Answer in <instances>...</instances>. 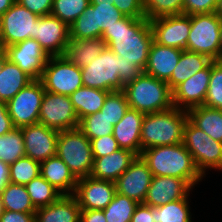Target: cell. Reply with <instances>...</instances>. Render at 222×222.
Wrapping results in <instances>:
<instances>
[{
	"label": "cell",
	"instance_id": "cell-1",
	"mask_svg": "<svg viewBox=\"0 0 222 222\" xmlns=\"http://www.w3.org/2000/svg\"><path fill=\"white\" fill-rule=\"evenodd\" d=\"M101 38L117 56L144 71L153 42L149 20L124 16L107 28Z\"/></svg>",
	"mask_w": 222,
	"mask_h": 222
},
{
	"label": "cell",
	"instance_id": "cell-2",
	"mask_svg": "<svg viewBox=\"0 0 222 222\" xmlns=\"http://www.w3.org/2000/svg\"><path fill=\"white\" fill-rule=\"evenodd\" d=\"M142 72L138 66L123 60L108 47L89 65L81 68L83 86L109 92L123 90Z\"/></svg>",
	"mask_w": 222,
	"mask_h": 222
},
{
	"label": "cell",
	"instance_id": "cell-3",
	"mask_svg": "<svg viewBox=\"0 0 222 222\" xmlns=\"http://www.w3.org/2000/svg\"><path fill=\"white\" fill-rule=\"evenodd\" d=\"M140 157L153 176L184 179L192 188L204 178L197 170L190 152L183 143L144 149Z\"/></svg>",
	"mask_w": 222,
	"mask_h": 222
},
{
	"label": "cell",
	"instance_id": "cell-4",
	"mask_svg": "<svg viewBox=\"0 0 222 222\" xmlns=\"http://www.w3.org/2000/svg\"><path fill=\"white\" fill-rule=\"evenodd\" d=\"M187 110L173 107L169 110L145 114L142 120L141 149L168 146L183 142Z\"/></svg>",
	"mask_w": 222,
	"mask_h": 222
},
{
	"label": "cell",
	"instance_id": "cell-5",
	"mask_svg": "<svg viewBox=\"0 0 222 222\" xmlns=\"http://www.w3.org/2000/svg\"><path fill=\"white\" fill-rule=\"evenodd\" d=\"M129 108L144 114L169 110L173 105V92L167 82L144 72L123 89Z\"/></svg>",
	"mask_w": 222,
	"mask_h": 222
},
{
	"label": "cell",
	"instance_id": "cell-6",
	"mask_svg": "<svg viewBox=\"0 0 222 222\" xmlns=\"http://www.w3.org/2000/svg\"><path fill=\"white\" fill-rule=\"evenodd\" d=\"M56 155L77 179L90 176L94 161L91 141L78 128L59 131Z\"/></svg>",
	"mask_w": 222,
	"mask_h": 222
},
{
	"label": "cell",
	"instance_id": "cell-7",
	"mask_svg": "<svg viewBox=\"0 0 222 222\" xmlns=\"http://www.w3.org/2000/svg\"><path fill=\"white\" fill-rule=\"evenodd\" d=\"M117 7L109 3H90L86 10L69 26L70 39L101 38L102 33L122 19Z\"/></svg>",
	"mask_w": 222,
	"mask_h": 222
},
{
	"label": "cell",
	"instance_id": "cell-8",
	"mask_svg": "<svg viewBox=\"0 0 222 222\" xmlns=\"http://www.w3.org/2000/svg\"><path fill=\"white\" fill-rule=\"evenodd\" d=\"M183 145L190 152L193 162L203 177L206 171H222V143L215 141L204 131L187 120L184 127Z\"/></svg>",
	"mask_w": 222,
	"mask_h": 222
},
{
	"label": "cell",
	"instance_id": "cell-9",
	"mask_svg": "<svg viewBox=\"0 0 222 222\" xmlns=\"http://www.w3.org/2000/svg\"><path fill=\"white\" fill-rule=\"evenodd\" d=\"M221 19L216 13L191 15V28L186 50L221 60Z\"/></svg>",
	"mask_w": 222,
	"mask_h": 222
},
{
	"label": "cell",
	"instance_id": "cell-10",
	"mask_svg": "<svg viewBox=\"0 0 222 222\" xmlns=\"http://www.w3.org/2000/svg\"><path fill=\"white\" fill-rule=\"evenodd\" d=\"M40 81L45 91L67 96L83 86L81 68L64 55L49 57Z\"/></svg>",
	"mask_w": 222,
	"mask_h": 222
},
{
	"label": "cell",
	"instance_id": "cell-11",
	"mask_svg": "<svg viewBox=\"0 0 222 222\" xmlns=\"http://www.w3.org/2000/svg\"><path fill=\"white\" fill-rule=\"evenodd\" d=\"M45 89L40 80L22 88L6 105L15 128L37 124Z\"/></svg>",
	"mask_w": 222,
	"mask_h": 222
},
{
	"label": "cell",
	"instance_id": "cell-12",
	"mask_svg": "<svg viewBox=\"0 0 222 222\" xmlns=\"http://www.w3.org/2000/svg\"><path fill=\"white\" fill-rule=\"evenodd\" d=\"M38 18V15L15 2L0 17V46L4 49L20 41L34 39Z\"/></svg>",
	"mask_w": 222,
	"mask_h": 222
},
{
	"label": "cell",
	"instance_id": "cell-13",
	"mask_svg": "<svg viewBox=\"0 0 222 222\" xmlns=\"http://www.w3.org/2000/svg\"><path fill=\"white\" fill-rule=\"evenodd\" d=\"M38 123L57 131L78 128L79 119L70 97L45 91L40 107Z\"/></svg>",
	"mask_w": 222,
	"mask_h": 222
},
{
	"label": "cell",
	"instance_id": "cell-14",
	"mask_svg": "<svg viewBox=\"0 0 222 222\" xmlns=\"http://www.w3.org/2000/svg\"><path fill=\"white\" fill-rule=\"evenodd\" d=\"M5 58L16 64L33 80H40L49 56L40 43L33 38L20 41L4 48Z\"/></svg>",
	"mask_w": 222,
	"mask_h": 222
},
{
	"label": "cell",
	"instance_id": "cell-15",
	"mask_svg": "<svg viewBox=\"0 0 222 222\" xmlns=\"http://www.w3.org/2000/svg\"><path fill=\"white\" fill-rule=\"evenodd\" d=\"M149 23L154 42L162 46L186 49L191 16L185 14L165 16L153 19Z\"/></svg>",
	"mask_w": 222,
	"mask_h": 222
},
{
	"label": "cell",
	"instance_id": "cell-16",
	"mask_svg": "<svg viewBox=\"0 0 222 222\" xmlns=\"http://www.w3.org/2000/svg\"><path fill=\"white\" fill-rule=\"evenodd\" d=\"M34 39L49 57L61 56L70 41V29L59 18L51 14L44 15L36 20Z\"/></svg>",
	"mask_w": 222,
	"mask_h": 222
},
{
	"label": "cell",
	"instance_id": "cell-17",
	"mask_svg": "<svg viewBox=\"0 0 222 222\" xmlns=\"http://www.w3.org/2000/svg\"><path fill=\"white\" fill-rule=\"evenodd\" d=\"M115 193V182L87 176L78 179L73 195L81 210H103L113 200Z\"/></svg>",
	"mask_w": 222,
	"mask_h": 222
},
{
	"label": "cell",
	"instance_id": "cell-18",
	"mask_svg": "<svg viewBox=\"0 0 222 222\" xmlns=\"http://www.w3.org/2000/svg\"><path fill=\"white\" fill-rule=\"evenodd\" d=\"M20 129L23 133L26 157L41 163L56 155L59 131L40 123Z\"/></svg>",
	"mask_w": 222,
	"mask_h": 222
},
{
	"label": "cell",
	"instance_id": "cell-19",
	"mask_svg": "<svg viewBox=\"0 0 222 222\" xmlns=\"http://www.w3.org/2000/svg\"><path fill=\"white\" fill-rule=\"evenodd\" d=\"M152 178V172L147 164L137 156L129 168L115 181L116 192L137 203H144Z\"/></svg>",
	"mask_w": 222,
	"mask_h": 222
},
{
	"label": "cell",
	"instance_id": "cell-20",
	"mask_svg": "<svg viewBox=\"0 0 222 222\" xmlns=\"http://www.w3.org/2000/svg\"><path fill=\"white\" fill-rule=\"evenodd\" d=\"M212 71V62L203 70L179 84L173 92V105L179 109L189 110L202 106L206 99Z\"/></svg>",
	"mask_w": 222,
	"mask_h": 222
},
{
	"label": "cell",
	"instance_id": "cell-21",
	"mask_svg": "<svg viewBox=\"0 0 222 222\" xmlns=\"http://www.w3.org/2000/svg\"><path fill=\"white\" fill-rule=\"evenodd\" d=\"M192 187L184 180L172 176H153L144 204L158 207L185 198Z\"/></svg>",
	"mask_w": 222,
	"mask_h": 222
},
{
	"label": "cell",
	"instance_id": "cell-22",
	"mask_svg": "<svg viewBox=\"0 0 222 222\" xmlns=\"http://www.w3.org/2000/svg\"><path fill=\"white\" fill-rule=\"evenodd\" d=\"M144 113L129 108L122 120L113 126V136L119 148L127 149L140 156L141 129Z\"/></svg>",
	"mask_w": 222,
	"mask_h": 222
},
{
	"label": "cell",
	"instance_id": "cell-23",
	"mask_svg": "<svg viewBox=\"0 0 222 222\" xmlns=\"http://www.w3.org/2000/svg\"><path fill=\"white\" fill-rule=\"evenodd\" d=\"M183 50L152 42L144 73L167 82L179 62Z\"/></svg>",
	"mask_w": 222,
	"mask_h": 222
},
{
	"label": "cell",
	"instance_id": "cell-24",
	"mask_svg": "<svg viewBox=\"0 0 222 222\" xmlns=\"http://www.w3.org/2000/svg\"><path fill=\"white\" fill-rule=\"evenodd\" d=\"M137 155L127 149L117 151L93 161V168L90 176L95 179L115 182L135 160Z\"/></svg>",
	"mask_w": 222,
	"mask_h": 222
},
{
	"label": "cell",
	"instance_id": "cell-25",
	"mask_svg": "<svg viewBox=\"0 0 222 222\" xmlns=\"http://www.w3.org/2000/svg\"><path fill=\"white\" fill-rule=\"evenodd\" d=\"M40 175L62 195H73L78 179L57 155L40 163Z\"/></svg>",
	"mask_w": 222,
	"mask_h": 222
},
{
	"label": "cell",
	"instance_id": "cell-26",
	"mask_svg": "<svg viewBox=\"0 0 222 222\" xmlns=\"http://www.w3.org/2000/svg\"><path fill=\"white\" fill-rule=\"evenodd\" d=\"M80 213L74 195H61L54 203L36 210L35 222H80Z\"/></svg>",
	"mask_w": 222,
	"mask_h": 222
},
{
	"label": "cell",
	"instance_id": "cell-27",
	"mask_svg": "<svg viewBox=\"0 0 222 222\" xmlns=\"http://www.w3.org/2000/svg\"><path fill=\"white\" fill-rule=\"evenodd\" d=\"M32 81L29 75L4 57L0 64V101L7 103Z\"/></svg>",
	"mask_w": 222,
	"mask_h": 222
},
{
	"label": "cell",
	"instance_id": "cell-28",
	"mask_svg": "<svg viewBox=\"0 0 222 222\" xmlns=\"http://www.w3.org/2000/svg\"><path fill=\"white\" fill-rule=\"evenodd\" d=\"M213 60L208 56L189 50H183L178 64L174 68L168 86L173 91L179 84L192 77L198 71L205 69Z\"/></svg>",
	"mask_w": 222,
	"mask_h": 222
},
{
	"label": "cell",
	"instance_id": "cell-29",
	"mask_svg": "<svg viewBox=\"0 0 222 222\" xmlns=\"http://www.w3.org/2000/svg\"><path fill=\"white\" fill-rule=\"evenodd\" d=\"M107 47L106 42L102 38H93L86 40L70 39L64 56L72 63L80 68L90 64L92 60L100 55Z\"/></svg>",
	"mask_w": 222,
	"mask_h": 222
},
{
	"label": "cell",
	"instance_id": "cell-30",
	"mask_svg": "<svg viewBox=\"0 0 222 222\" xmlns=\"http://www.w3.org/2000/svg\"><path fill=\"white\" fill-rule=\"evenodd\" d=\"M188 120L215 141L222 143V109L196 106L187 110Z\"/></svg>",
	"mask_w": 222,
	"mask_h": 222
},
{
	"label": "cell",
	"instance_id": "cell-31",
	"mask_svg": "<svg viewBox=\"0 0 222 222\" xmlns=\"http://www.w3.org/2000/svg\"><path fill=\"white\" fill-rule=\"evenodd\" d=\"M109 91L82 86L69 97L79 121L91 114H95L103 107Z\"/></svg>",
	"mask_w": 222,
	"mask_h": 222
},
{
	"label": "cell",
	"instance_id": "cell-32",
	"mask_svg": "<svg viewBox=\"0 0 222 222\" xmlns=\"http://www.w3.org/2000/svg\"><path fill=\"white\" fill-rule=\"evenodd\" d=\"M1 197L4 210L23 213H35L37 210L24 185L10 182Z\"/></svg>",
	"mask_w": 222,
	"mask_h": 222
},
{
	"label": "cell",
	"instance_id": "cell-33",
	"mask_svg": "<svg viewBox=\"0 0 222 222\" xmlns=\"http://www.w3.org/2000/svg\"><path fill=\"white\" fill-rule=\"evenodd\" d=\"M25 188L36 209L54 203L62 195L41 175L27 183Z\"/></svg>",
	"mask_w": 222,
	"mask_h": 222
},
{
	"label": "cell",
	"instance_id": "cell-34",
	"mask_svg": "<svg viewBox=\"0 0 222 222\" xmlns=\"http://www.w3.org/2000/svg\"><path fill=\"white\" fill-rule=\"evenodd\" d=\"M24 138L20 128L0 136V160L10 165L25 157Z\"/></svg>",
	"mask_w": 222,
	"mask_h": 222
},
{
	"label": "cell",
	"instance_id": "cell-35",
	"mask_svg": "<svg viewBox=\"0 0 222 222\" xmlns=\"http://www.w3.org/2000/svg\"><path fill=\"white\" fill-rule=\"evenodd\" d=\"M189 194L176 201L155 208V222H193L189 208Z\"/></svg>",
	"mask_w": 222,
	"mask_h": 222
},
{
	"label": "cell",
	"instance_id": "cell-36",
	"mask_svg": "<svg viewBox=\"0 0 222 222\" xmlns=\"http://www.w3.org/2000/svg\"><path fill=\"white\" fill-rule=\"evenodd\" d=\"M138 204L116 192L113 200L103 209L106 222H130Z\"/></svg>",
	"mask_w": 222,
	"mask_h": 222
},
{
	"label": "cell",
	"instance_id": "cell-37",
	"mask_svg": "<svg viewBox=\"0 0 222 222\" xmlns=\"http://www.w3.org/2000/svg\"><path fill=\"white\" fill-rule=\"evenodd\" d=\"M10 182L26 185L40 175V163L30 157L17 159L9 165Z\"/></svg>",
	"mask_w": 222,
	"mask_h": 222
},
{
	"label": "cell",
	"instance_id": "cell-38",
	"mask_svg": "<svg viewBox=\"0 0 222 222\" xmlns=\"http://www.w3.org/2000/svg\"><path fill=\"white\" fill-rule=\"evenodd\" d=\"M144 16L151 21L165 16L183 14L184 0H142Z\"/></svg>",
	"mask_w": 222,
	"mask_h": 222
},
{
	"label": "cell",
	"instance_id": "cell-39",
	"mask_svg": "<svg viewBox=\"0 0 222 222\" xmlns=\"http://www.w3.org/2000/svg\"><path fill=\"white\" fill-rule=\"evenodd\" d=\"M90 0H53L51 15L70 26L89 6Z\"/></svg>",
	"mask_w": 222,
	"mask_h": 222
},
{
	"label": "cell",
	"instance_id": "cell-40",
	"mask_svg": "<svg viewBox=\"0 0 222 222\" xmlns=\"http://www.w3.org/2000/svg\"><path fill=\"white\" fill-rule=\"evenodd\" d=\"M78 129L90 141L113 133V125L100 111L82 118Z\"/></svg>",
	"mask_w": 222,
	"mask_h": 222
},
{
	"label": "cell",
	"instance_id": "cell-41",
	"mask_svg": "<svg viewBox=\"0 0 222 222\" xmlns=\"http://www.w3.org/2000/svg\"><path fill=\"white\" fill-rule=\"evenodd\" d=\"M129 109L126 95L123 90L109 92L100 112L114 126L119 123Z\"/></svg>",
	"mask_w": 222,
	"mask_h": 222
},
{
	"label": "cell",
	"instance_id": "cell-42",
	"mask_svg": "<svg viewBox=\"0 0 222 222\" xmlns=\"http://www.w3.org/2000/svg\"><path fill=\"white\" fill-rule=\"evenodd\" d=\"M203 106L222 109V60L212 61L209 87Z\"/></svg>",
	"mask_w": 222,
	"mask_h": 222
},
{
	"label": "cell",
	"instance_id": "cell-43",
	"mask_svg": "<svg viewBox=\"0 0 222 222\" xmlns=\"http://www.w3.org/2000/svg\"><path fill=\"white\" fill-rule=\"evenodd\" d=\"M93 159L101 158L117 151L119 148L113 134L91 140Z\"/></svg>",
	"mask_w": 222,
	"mask_h": 222
},
{
	"label": "cell",
	"instance_id": "cell-44",
	"mask_svg": "<svg viewBox=\"0 0 222 222\" xmlns=\"http://www.w3.org/2000/svg\"><path fill=\"white\" fill-rule=\"evenodd\" d=\"M217 0H184L183 14H209L214 13Z\"/></svg>",
	"mask_w": 222,
	"mask_h": 222
},
{
	"label": "cell",
	"instance_id": "cell-45",
	"mask_svg": "<svg viewBox=\"0 0 222 222\" xmlns=\"http://www.w3.org/2000/svg\"><path fill=\"white\" fill-rule=\"evenodd\" d=\"M113 4L125 16L132 18H144L142 0H113Z\"/></svg>",
	"mask_w": 222,
	"mask_h": 222
},
{
	"label": "cell",
	"instance_id": "cell-46",
	"mask_svg": "<svg viewBox=\"0 0 222 222\" xmlns=\"http://www.w3.org/2000/svg\"><path fill=\"white\" fill-rule=\"evenodd\" d=\"M16 2L39 17L49 15L53 6V0H16Z\"/></svg>",
	"mask_w": 222,
	"mask_h": 222
},
{
	"label": "cell",
	"instance_id": "cell-47",
	"mask_svg": "<svg viewBox=\"0 0 222 222\" xmlns=\"http://www.w3.org/2000/svg\"><path fill=\"white\" fill-rule=\"evenodd\" d=\"M130 222H155V208L139 203Z\"/></svg>",
	"mask_w": 222,
	"mask_h": 222
},
{
	"label": "cell",
	"instance_id": "cell-48",
	"mask_svg": "<svg viewBox=\"0 0 222 222\" xmlns=\"http://www.w3.org/2000/svg\"><path fill=\"white\" fill-rule=\"evenodd\" d=\"M0 222H35V213H23L4 210Z\"/></svg>",
	"mask_w": 222,
	"mask_h": 222
},
{
	"label": "cell",
	"instance_id": "cell-49",
	"mask_svg": "<svg viewBox=\"0 0 222 222\" xmlns=\"http://www.w3.org/2000/svg\"><path fill=\"white\" fill-rule=\"evenodd\" d=\"M14 128L6 103L0 101V136L11 132Z\"/></svg>",
	"mask_w": 222,
	"mask_h": 222
},
{
	"label": "cell",
	"instance_id": "cell-50",
	"mask_svg": "<svg viewBox=\"0 0 222 222\" xmlns=\"http://www.w3.org/2000/svg\"><path fill=\"white\" fill-rule=\"evenodd\" d=\"M80 222H106L103 210H81Z\"/></svg>",
	"mask_w": 222,
	"mask_h": 222
},
{
	"label": "cell",
	"instance_id": "cell-51",
	"mask_svg": "<svg viewBox=\"0 0 222 222\" xmlns=\"http://www.w3.org/2000/svg\"><path fill=\"white\" fill-rule=\"evenodd\" d=\"M9 183V165L0 160V194Z\"/></svg>",
	"mask_w": 222,
	"mask_h": 222
},
{
	"label": "cell",
	"instance_id": "cell-52",
	"mask_svg": "<svg viewBox=\"0 0 222 222\" xmlns=\"http://www.w3.org/2000/svg\"><path fill=\"white\" fill-rule=\"evenodd\" d=\"M16 2V0H0V17Z\"/></svg>",
	"mask_w": 222,
	"mask_h": 222
},
{
	"label": "cell",
	"instance_id": "cell-53",
	"mask_svg": "<svg viewBox=\"0 0 222 222\" xmlns=\"http://www.w3.org/2000/svg\"><path fill=\"white\" fill-rule=\"evenodd\" d=\"M214 13L221 19L222 21V0H217L214 8Z\"/></svg>",
	"mask_w": 222,
	"mask_h": 222
},
{
	"label": "cell",
	"instance_id": "cell-54",
	"mask_svg": "<svg viewBox=\"0 0 222 222\" xmlns=\"http://www.w3.org/2000/svg\"><path fill=\"white\" fill-rule=\"evenodd\" d=\"M113 3V0H90V3Z\"/></svg>",
	"mask_w": 222,
	"mask_h": 222
},
{
	"label": "cell",
	"instance_id": "cell-55",
	"mask_svg": "<svg viewBox=\"0 0 222 222\" xmlns=\"http://www.w3.org/2000/svg\"><path fill=\"white\" fill-rule=\"evenodd\" d=\"M4 57H5L4 49L0 46V64Z\"/></svg>",
	"mask_w": 222,
	"mask_h": 222
},
{
	"label": "cell",
	"instance_id": "cell-56",
	"mask_svg": "<svg viewBox=\"0 0 222 222\" xmlns=\"http://www.w3.org/2000/svg\"><path fill=\"white\" fill-rule=\"evenodd\" d=\"M4 212L3 204H2V197L0 194V215Z\"/></svg>",
	"mask_w": 222,
	"mask_h": 222
},
{
	"label": "cell",
	"instance_id": "cell-57",
	"mask_svg": "<svg viewBox=\"0 0 222 222\" xmlns=\"http://www.w3.org/2000/svg\"><path fill=\"white\" fill-rule=\"evenodd\" d=\"M220 41H221V60H222V25H221Z\"/></svg>",
	"mask_w": 222,
	"mask_h": 222
}]
</instances>
